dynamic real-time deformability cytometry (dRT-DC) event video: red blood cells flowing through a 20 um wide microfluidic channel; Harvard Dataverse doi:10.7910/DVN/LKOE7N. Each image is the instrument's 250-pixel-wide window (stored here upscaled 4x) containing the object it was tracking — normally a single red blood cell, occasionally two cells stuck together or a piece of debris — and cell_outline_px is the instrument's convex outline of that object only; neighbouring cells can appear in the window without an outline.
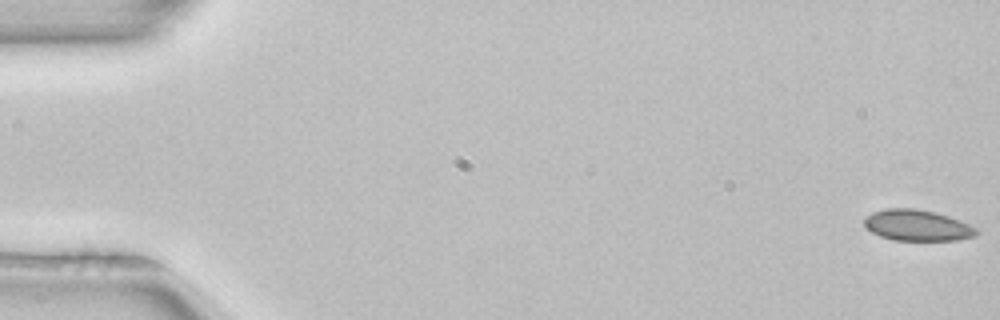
{"species": "common noctule bat (a hibernating species)", "species_latin": "Nyctalus noctula", "temperature_condition": "room temperature", "stored_images_in_passage": 5, "segment_of_instrument_passage": [1, 2], "camera_frame_rate_fps": 3000, "um_per_image_px": 0.085, "animal": {"sex": "female", "body_mass_g": 22.7, "forearm_length_mm": 54.2}, "frame": {"image": 1, "passage_image": 1, "time_ms": 0.0, "image_size_px": [1000, 320], "cell_outline_px": [[980, 232], [976, 236], [956, 240], [892, 240], [880, 236], [872, 232], [864, 224], [864, 220], [872, 212], [884, 208], [916, 208], [936, 212], [948, 216], [968, 224], [976, 228]], "centroid_in_image_um": [77.97, 19.15], "position_along_channel_um": 7.0, "area_um2": 20.29}}
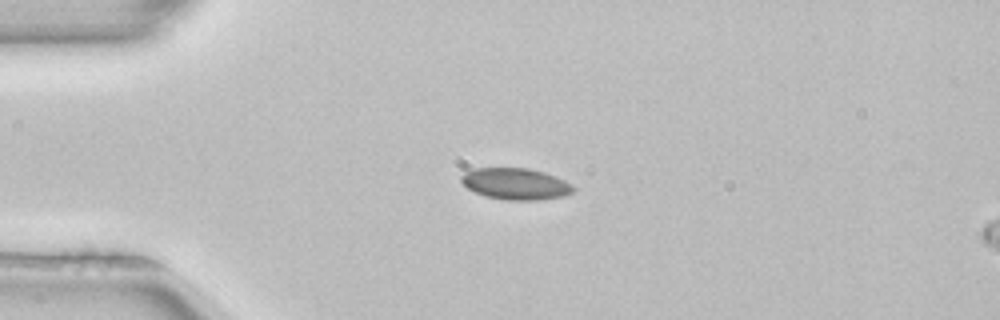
{"frame": {"image": 2, "passage_image": 4, "time_ms": 1.0, "image_size_px": [1000, 320], "cell_outline_px": [[576, 188], [572, 192], [564, 196], [536, 200], [508, 200], [484, 196], [468, 188], [460, 180], [460, 176], [464, 172], [476, 168], [528, 168], [544, 172], [564, 180], [572, 184]], "centroid_in_image_um": [43.83, 15.62], "position_along_channel_um": 41.2, "area_um2": 20.52}}